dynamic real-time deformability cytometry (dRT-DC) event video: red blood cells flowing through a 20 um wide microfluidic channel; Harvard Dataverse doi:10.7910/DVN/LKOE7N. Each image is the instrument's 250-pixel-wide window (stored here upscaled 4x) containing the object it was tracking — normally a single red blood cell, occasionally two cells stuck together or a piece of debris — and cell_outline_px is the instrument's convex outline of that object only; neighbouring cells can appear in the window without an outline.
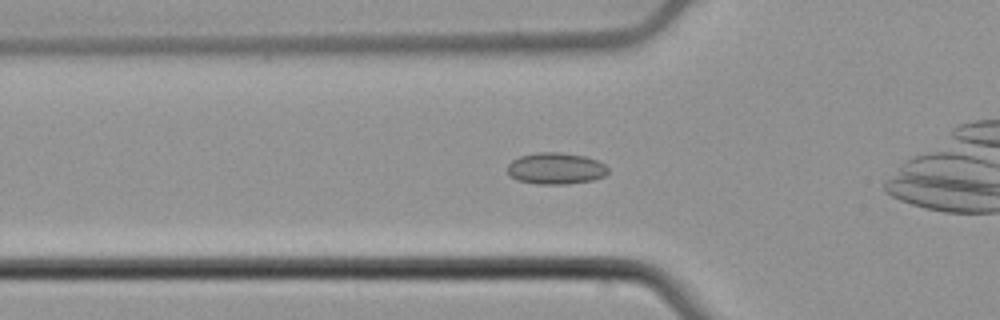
{"species": "common noctule bat (a hibernating species)", "species_latin": "Nyctalus noctula", "temperature_condition": "cold", "stored_images_in_passage": 38, "camera_frame_rate_fps": 3000, "um_per_image_px": 0.085, "animal": {"sex": "male", "body_mass_g": 21.5, "forearm_length_mm": 52.0}, "frame": {"image": 1, "passage_image": 13, "time_ms": 4.0, "image_size_px": [1000, 320], "cell_outline_px": [[608, 172], [604, 176], [592, 180], [564, 184], [536, 184], [516, 180], [508, 172], [508, 164], [512, 160], [520, 156], [536, 152], [560, 152], [584, 156], [596, 160], [604, 164], [608, 168]], "centroid_in_image_um": [47.23, 14.31], "position_along_channel_um": 78.6, "area_um2": 18.44}}
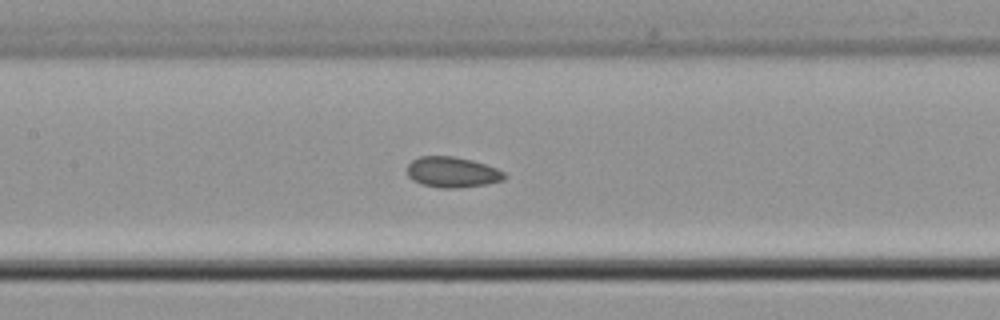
{"frame": {"image": 2, "passage_image": 20, "time_ms": 6.333, "image_size_px": [1000, 320], "cell_outline_px": [[508, 176], [504, 180], [484, 184], [452, 188], [444, 188], [424, 184], [412, 180], [408, 176], [408, 164], [412, 160], [420, 156], [452, 156], [472, 160], [496, 168], [504, 172]], "centroid_in_image_um": [38.45, 14.62], "position_along_channel_um": 169.0, "area_um2": 17.11}}
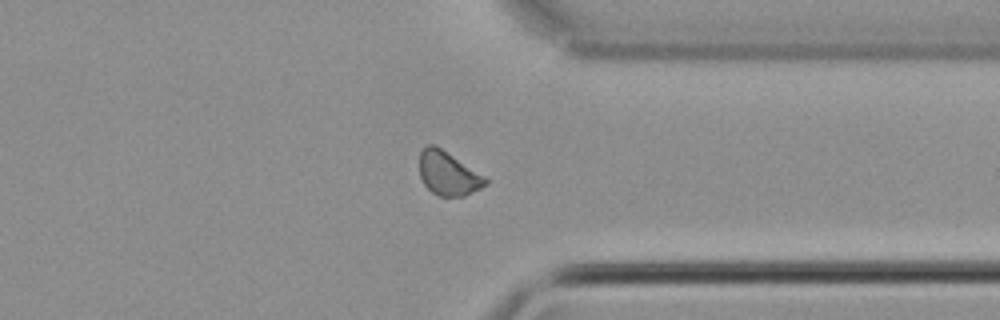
{"frame": {"image": 3, "passage_image": 36, "time_ms": 11.667, "image_size_px": [1000, 320], "cell_outline_px": [[488, 184], [464, 196], [440, 196], [432, 192], [424, 184], [420, 176], [420, 152], [428, 144], [432, 144], [440, 148], [484, 176], [488, 180]], "centroid_in_image_um": [38.08, 14.76], "position_along_channel_um": 373.3, "area_um2": 16.42}}